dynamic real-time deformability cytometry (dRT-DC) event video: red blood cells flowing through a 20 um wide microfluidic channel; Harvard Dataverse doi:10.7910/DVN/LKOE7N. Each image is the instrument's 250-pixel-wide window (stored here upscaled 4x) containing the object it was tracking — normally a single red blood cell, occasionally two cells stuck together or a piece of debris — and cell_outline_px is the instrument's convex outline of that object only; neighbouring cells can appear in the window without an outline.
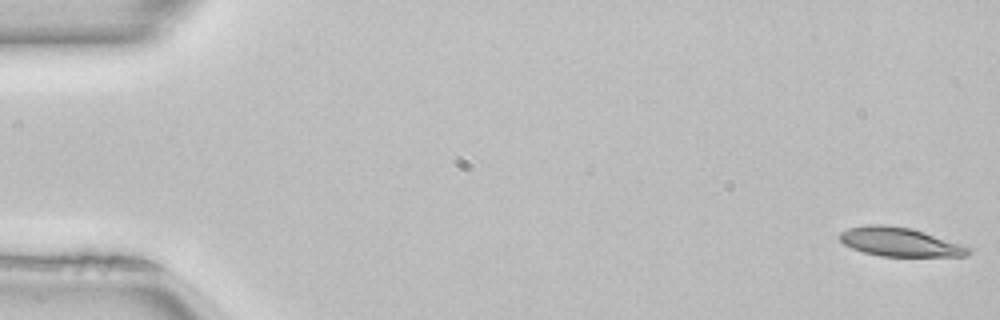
{"species": "common noctule bat (a hibernating species)", "species_latin": "Nyctalus noctula", "temperature_condition": "room temperature", "stored_images_in_passage": 15, "camera_frame_rate_fps": 3000, "um_per_image_px": 0.085, "animal": {"sex": "female", "body_mass_g": 22.7, "forearm_length_mm": 54.2}, "frame": {"image": 1, "passage_image": 1, "time_ms": 0.0, "image_size_px": [1000, 320], "cell_outline_px": [[972, 252], [968, 256], [880, 256], [864, 252], [852, 248], [844, 244], [840, 240], [840, 232], [848, 228], [868, 224], [888, 224], [912, 228], [972, 248]], "centroid_in_image_um": [76.48, 20.56], "position_along_channel_um": 8.5, "area_um2": 21.68}}